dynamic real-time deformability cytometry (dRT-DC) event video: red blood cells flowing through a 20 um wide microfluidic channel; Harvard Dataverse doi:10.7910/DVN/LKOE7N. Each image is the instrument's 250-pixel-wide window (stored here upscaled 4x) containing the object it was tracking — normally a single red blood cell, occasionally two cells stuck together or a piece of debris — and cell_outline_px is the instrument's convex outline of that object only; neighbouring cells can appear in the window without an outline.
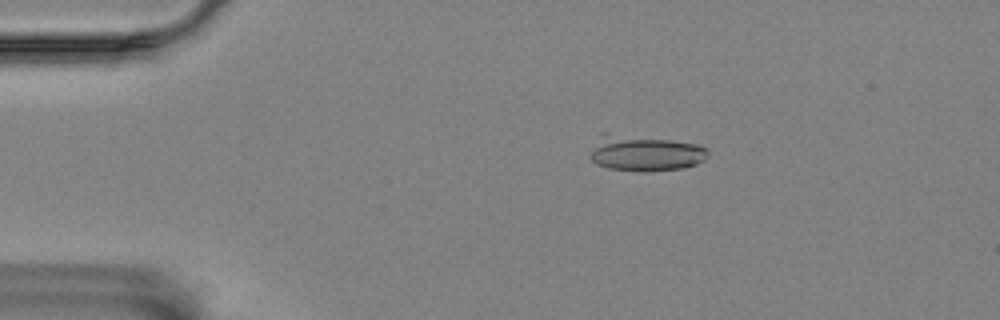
{"species": "Egyptian fruit bat (a non-hibernating species)", "species_latin": "Rousettus aegyptiacus", "temperature_condition": "room temperature", "stored_images_in_passage": 5, "camera_frame_rate_fps": 3000, "um_per_image_px": 0.085, "animal": {"sex": "female"}, "frame": {"image": 1, "passage_image": 4, "time_ms": 3.333, "image_size_px": [1000, 320], "cell_outline_px": [[708, 152], [704, 160], [696, 164], [684, 168], [652, 172], [640, 172], [608, 168], [596, 164], [588, 156], [600, 132], [608, 132], [672, 140], [700, 144], [708, 148]], "centroid_in_image_um": [54.79, 13.01], "position_along_channel_um": 30.2, "area_um2": 25.26}}